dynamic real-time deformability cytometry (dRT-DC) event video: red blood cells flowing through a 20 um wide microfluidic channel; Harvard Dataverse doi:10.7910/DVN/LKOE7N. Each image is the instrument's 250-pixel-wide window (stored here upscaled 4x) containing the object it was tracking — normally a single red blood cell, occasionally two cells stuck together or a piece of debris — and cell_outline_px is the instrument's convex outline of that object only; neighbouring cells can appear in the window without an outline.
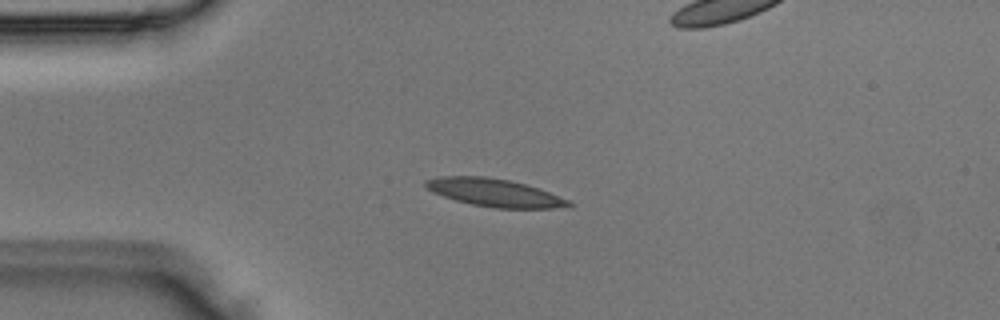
{"species": "Egyptian fruit bat (a non-hibernating species)", "species_latin": "Rousettus aegyptiacus", "temperature_condition": "room temperature", "stored_images_in_passage": 5, "camera_frame_rate_fps": 3000, "um_per_image_px": 0.085, "animal": {"sex": "male"}, "frame": {"image": 1, "passage_image": 3, "time_ms": 0.667, "image_size_px": [1000, 320], "cell_outline_px": [[572, 208], [496, 208], [472, 204], [456, 200], [432, 192], [424, 184], [424, 180], [436, 176], [484, 176], [508, 180], [524, 184], [572, 200]], "centroid_in_image_um": [42.06, 16.38], "position_along_channel_um": 42.9, "area_um2": 23.18}}